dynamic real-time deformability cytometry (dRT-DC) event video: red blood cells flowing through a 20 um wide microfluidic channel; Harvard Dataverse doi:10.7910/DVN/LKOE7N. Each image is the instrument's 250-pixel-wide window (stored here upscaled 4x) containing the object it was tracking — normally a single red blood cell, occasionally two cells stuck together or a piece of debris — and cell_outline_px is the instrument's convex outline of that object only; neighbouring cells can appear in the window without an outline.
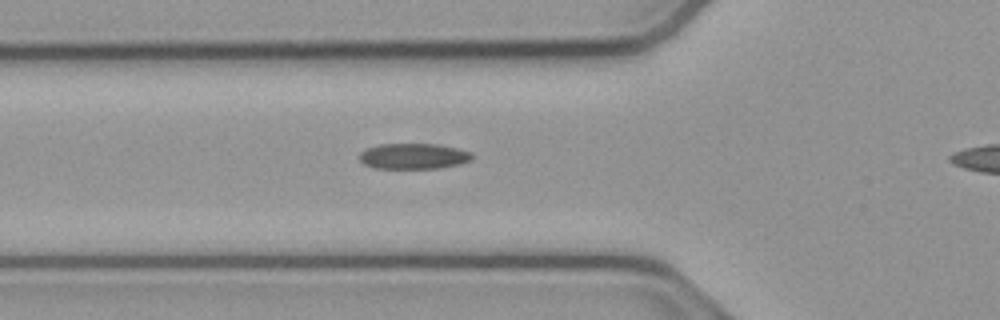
{"species": "common noctule bat (a hibernating species)", "species_latin": "Nyctalus noctula", "temperature_condition": "cold", "stored_images_in_passage": 32, "camera_frame_rate_fps": 3000, "um_per_image_px": 0.085, "animal": {"sex": "male", "body_mass_g": 23.1, "forearm_length_mm": 52.7}, "frame": {"image": 1, "passage_image": 5, "time_ms": 1.333, "image_size_px": [1000, 320], "cell_outline_px": [[472, 160], [456, 164], [436, 168], [376, 168], [364, 164], [360, 160], [360, 152], [364, 148], [380, 144], [436, 144], [456, 148], [472, 152]], "centroid_in_image_um": [35.11, 13.26], "position_along_channel_um": 90.7, "area_um2": 16.7}}
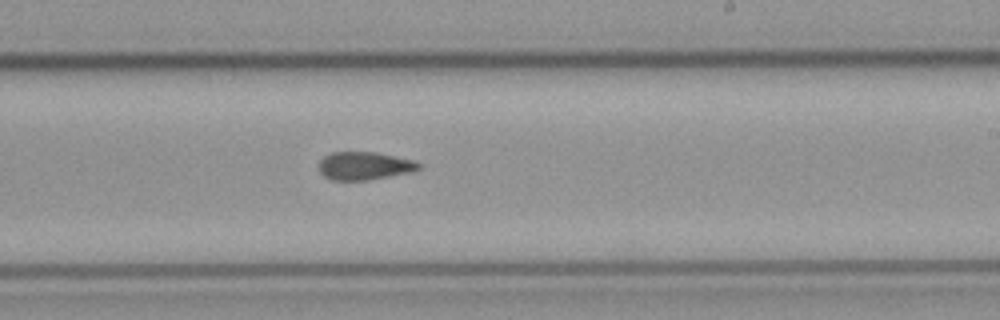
{"frame": {"image": 2, "passage_image": 18, "time_ms": 5.667, "image_size_px": [1000, 320], "cell_outline_px": [[420, 168], [412, 172], [368, 180], [332, 180], [324, 176], [320, 172], [320, 160], [324, 156], [332, 152], [376, 152], [412, 160], [420, 164]], "centroid_in_image_um": [30.96, 14.1], "position_along_channel_um": 258.0, "area_um2": 16.18}}
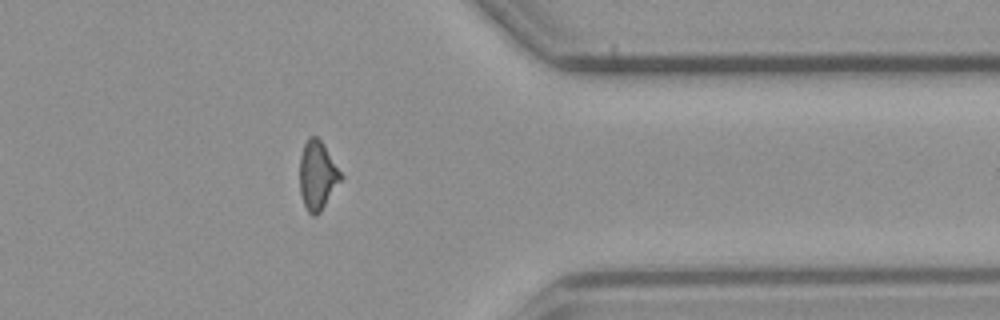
{"frame": {"image": 3, "passage_image": 29, "time_ms": 9.333, "image_size_px": [1000, 320], "cell_outline_px": [[344, 176], [320, 212], [316, 216], [312, 216], [308, 212], [304, 204], [300, 192], [300, 156], [304, 144], [308, 136], [316, 136], [324, 144]], "centroid_in_image_um": [26.99, 14.89], "position_along_channel_um": 384.4, "area_um2": 16.53}}